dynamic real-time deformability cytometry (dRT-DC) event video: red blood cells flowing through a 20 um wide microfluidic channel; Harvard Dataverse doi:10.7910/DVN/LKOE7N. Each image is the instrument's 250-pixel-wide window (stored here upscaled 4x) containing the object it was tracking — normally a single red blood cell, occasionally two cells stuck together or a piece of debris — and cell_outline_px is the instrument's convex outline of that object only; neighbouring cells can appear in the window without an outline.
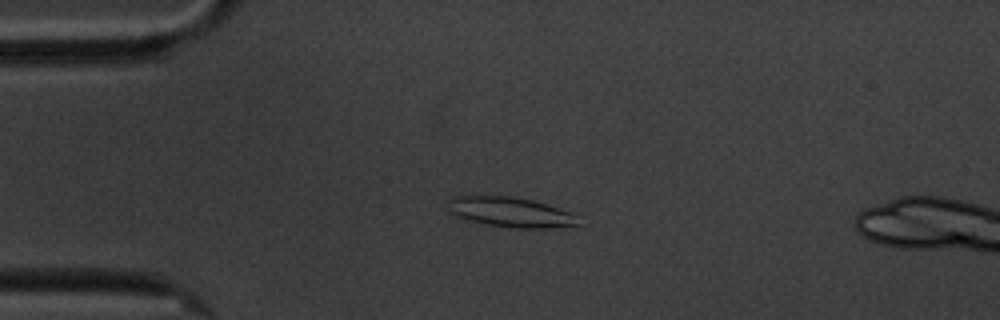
{"species": "common noctule bat (a hibernating species)", "species_latin": "Nyctalus noctula", "temperature_condition": "cold", "stored_images_in_passage": 47, "camera_frame_rate_fps": 3000, "um_per_image_px": 0.085, "animal": {"sex": "male", "body_mass_g": 20.1, "forearm_length_mm": 53.5}, "frame": {"image": 1, "passage_image": 1, "time_ms": 0.0, "image_size_px": [1000, 320], "cell_outline_px": [[580, 228], [516, 228], [488, 224], [464, 220], [448, 212], [448, 200], [452, 196], [512, 196], [532, 200], [572, 212], [580, 224]], "centroid_in_image_um": [43.43, 18.05], "position_along_channel_um": 41.6, "area_um2": 23.18}}
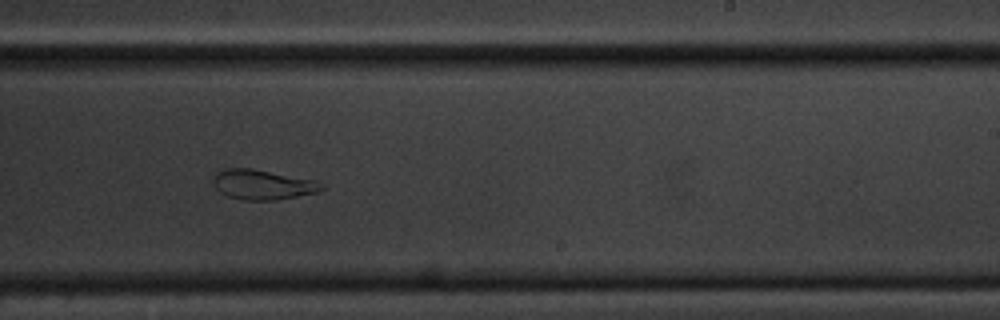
{"frame": {"image": 2, "passage_image": 23, "time_ms": 7.333, "image_size_px": [1000, 320], "cell_outline_px": [[324, 188], [316, 192], [276, 200], [244, 200], [228, 196], [220, 192], [212, 184], [212, 176], [224, 168], [252, 168], [316, 180], [324, 184]], "centroid_in_image_um": [22.29, 15.68], "position_along_channel_um": 266.7, "area_um2": 18.96}}
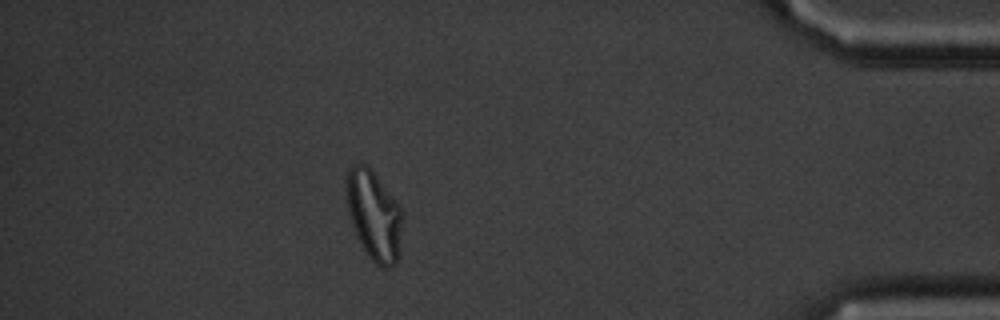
{"frame": {"image": 3, "passage_image": 39, "time_ms": 12.667, "image_size_px": [1000, 320], "cell_outline_px": [[400, 224], [396, 264], [392, 268], [380, 268], [368, 256], [356, 236], [348, 212], [344, 188], [344, 180], [352, 164], [364, 164], [376, 176], [400, 208]], "centroid_in_image_um": [31.7, 18.31], "position_along_channel_um": 403.5, "area_um2": 28.55}, "authors_computed_cell_mechanics": {"area_um2": 21.2126, "velocity_mm_per_s": 3.3935, "shape_relaxation_time_tau1_ms": null, "shape_relaxation_time_tau2_ms": 2.222, "deformation_change_tau1": null, "deformation_change_tau2": 0.0992}}